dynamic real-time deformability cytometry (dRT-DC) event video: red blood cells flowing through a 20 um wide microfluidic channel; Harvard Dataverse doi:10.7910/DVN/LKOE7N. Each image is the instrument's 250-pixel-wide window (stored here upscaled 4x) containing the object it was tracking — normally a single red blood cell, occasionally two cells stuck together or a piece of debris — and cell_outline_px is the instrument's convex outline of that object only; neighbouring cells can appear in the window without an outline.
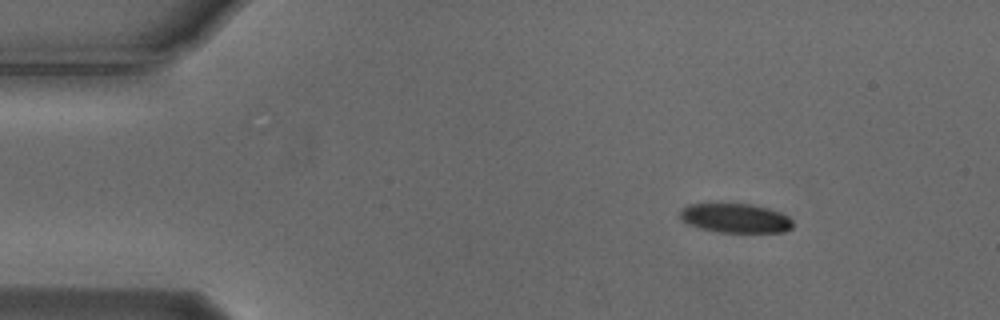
{"species": "Egyptian fruit bat (a non-hibernating species)", "species_latin": "Rousettus aegyptiacus", "temperature_condition": "cold", "stored_images_in_passage": 48, "camera_frame_rate_fps": 3000, "um_per_image_px": 0.085, "animal": {"sex": "male"}, "frame": {"image": 1, "passage_image": 1, "time_ms": 0.0, "image_size_px": [1000, 320], "cell_outline_px": [[792, 228], [784, 232], [720, 232], [700, 228], [688, 224], [680, 216], [680, 208], [688, 204], [752, 204], [768, 208], [780, 212], [788, 216], [792, 220]], "centroid_in_image_um": [62.52, 18.54], "position_along_channel_um": 22.5, "area_um2": 19.19}}
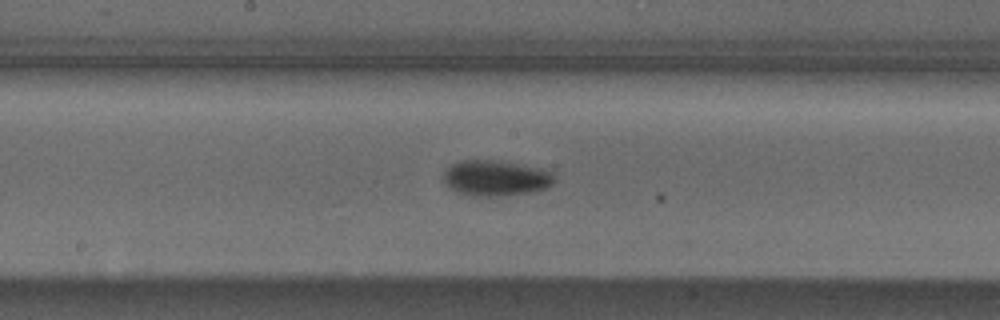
{"frame": {"image": 2, "passage_image": 22, "time_ms": 7.0, "image_size_px": [1000, 320], "cell_outline_px": [[556, 180], [548, 188], [528, 192], [496, 196], [472, 196], [448, 188], [444, 180], [444, 172], [452, 164], [460, 160], [496, 160], [540, 168], [552, 172]], "centroid_in_image_um": [42.14, 15.13], "position_along_channel_um": 206.1, "area_um2": 22.89}}
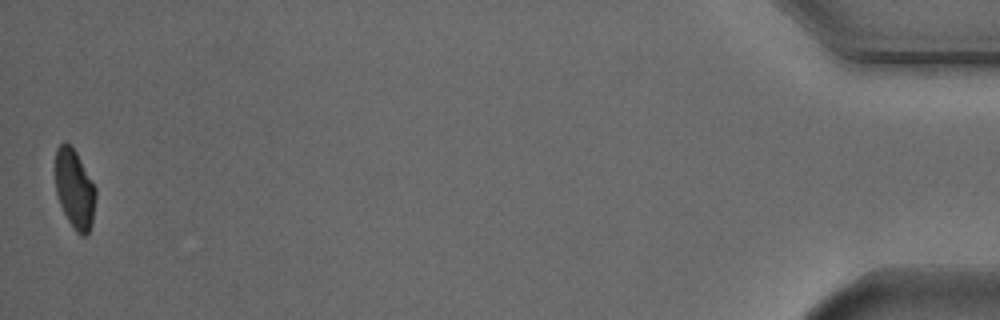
{"frame": {"image": 3, "passage_image": 48, "time_ms": 15.667, "image_size_px": [1000, 320], "cell_outline_px": [[96, 196], [92, 224], [88, 232], [84, 236], [80, 236], [76, 232], [68, 220], [60, 204], [56, 192], [56, 148], [64, 140], [76, 152], [96, 188]], "centroid_in_image_um": [6.35, 16.08], "position_along_channel_um": 428.8, "area_um2": 18.5}, "authors_computed_cell_mechanics": {"area_um2": 21.0392, "velocity_mm_per_s": 3.7181, "shape_relaxation_time_tau1_ms": 2.5913, "shape_relaxation_time_tau2_ms": null, "deformation_change_tau1": 0.1072, "deformation_change_tau2": null}}